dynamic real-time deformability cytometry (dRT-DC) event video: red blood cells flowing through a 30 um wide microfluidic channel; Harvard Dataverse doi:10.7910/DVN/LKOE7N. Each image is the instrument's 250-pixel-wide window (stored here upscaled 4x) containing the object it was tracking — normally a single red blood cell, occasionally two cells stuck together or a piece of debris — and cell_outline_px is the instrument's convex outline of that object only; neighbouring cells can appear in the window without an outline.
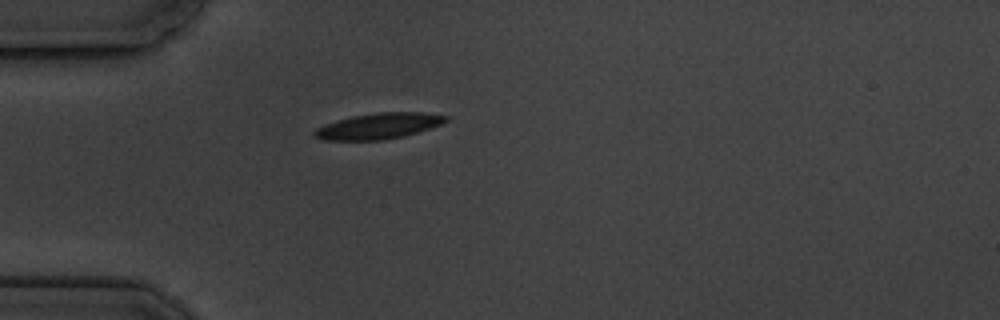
{"species": "common noctule bat (a hibernating species)", "species_latin": "Nyctalus noctula", "temperature_condition": "cold", "stored_images_in_passage": 1, "camera_frame_rate_fps": 3000, "um_per_image_px": 0.085, "animal": {"sex": "male", "body_mass_g": 19.5, "forearm_length_mm": 54.6}, "frame": {"image": 1, "passage_image": 1, "time_ms": 0.0, "image_size_px": [1000, 320], "cell_outline_px": [[448, 120], [440, 124], [404, 136], [384, 140], [324, 140], [312, 136], [312, 132], [316, 128], [324, 124], [352, 116], [376, 112], [424, 112], [448, 116]], "centroid_in_image_um": [32.14, 10.71], "position_along_channel_um": 52.9, "area_um2": 19.77}}